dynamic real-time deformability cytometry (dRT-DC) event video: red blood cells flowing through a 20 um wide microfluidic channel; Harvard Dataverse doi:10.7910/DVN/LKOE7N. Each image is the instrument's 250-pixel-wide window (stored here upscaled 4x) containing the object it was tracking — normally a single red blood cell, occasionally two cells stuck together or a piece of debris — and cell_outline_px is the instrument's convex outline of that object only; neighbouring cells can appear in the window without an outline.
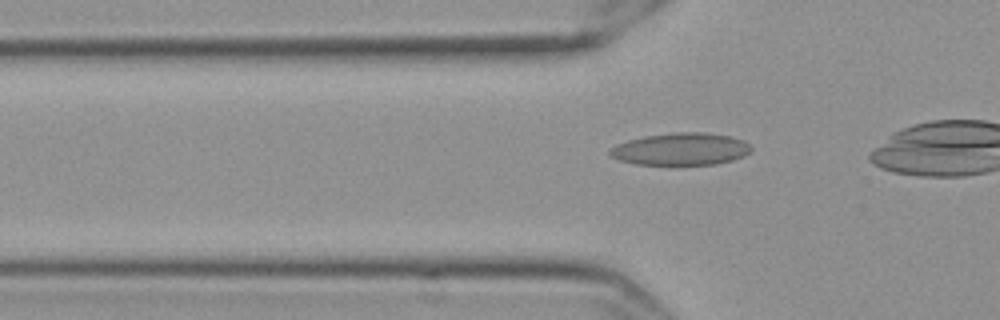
{"species": "Egyptian fruit bat (a non-hibernating species)", "species_latin": "Rousettus aegyptiacus", "temperature_condition": "cold", "stored_images_in_passage": 35, "camera_frame_rate_fps": 3000, "um_per_image_px": 0.085, "frame": {"image": 1, "passage_image": 15, "time_ms": 4.667, "image_size_px": [1000, 320], "cell_outline_px": [[752, 152], [744, 156], [732, 160], [716, 164], [672, 168], [636, 164], [620, 160], [612, 156], [608, 152], [616, 144], [628, 140], [644, 136], [672, 132], [704, 132], [728, 136], [744, 140], [752, 148]], "centroid_in_image_um": [57.87, 12.72], "position_along_channel_um": 67.9, "area_um2": 27.63}}
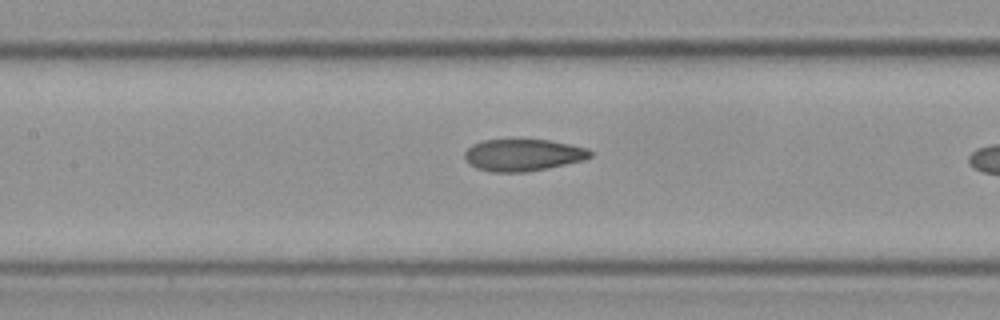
{"frame": {"image": 2, "passage_image": 23, "time_ms": 7.333, "image_size_px": [1000, 320], "cell_outline_px": [[592, 156], [584, 160], [528, 172], [492, 172], [476, 168], [464, 156], [464, 152], [472, 144], [484, 140], [548, 140], [588, 148], [592, 152]], "centroid_in_image_um": [44.47, 13.18], "position_along_channel_um": 162.9, "area_um2": 23.18}}
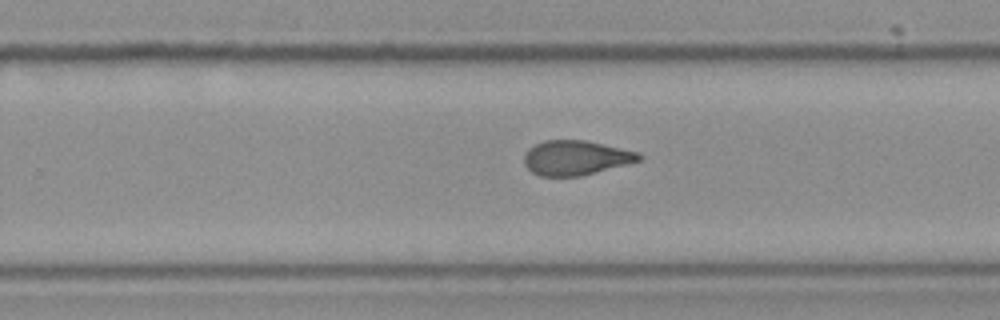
{"frame": {"image": 3, "passage_image": 33, "time_ms": 10.667, "image_size_px": [1000, 320], "cell_outline_px": [[644, 156], [640, 160], [580, 176], [540, 176], [532, 172], [524, 164], [524, 156], [528, 148], [544, 140], [584, 140], [640, 152]], "centroid_in_image_um": [48.92, 13.4], "position_along_channel_um": 280.9, "area_um2": 23.0}}